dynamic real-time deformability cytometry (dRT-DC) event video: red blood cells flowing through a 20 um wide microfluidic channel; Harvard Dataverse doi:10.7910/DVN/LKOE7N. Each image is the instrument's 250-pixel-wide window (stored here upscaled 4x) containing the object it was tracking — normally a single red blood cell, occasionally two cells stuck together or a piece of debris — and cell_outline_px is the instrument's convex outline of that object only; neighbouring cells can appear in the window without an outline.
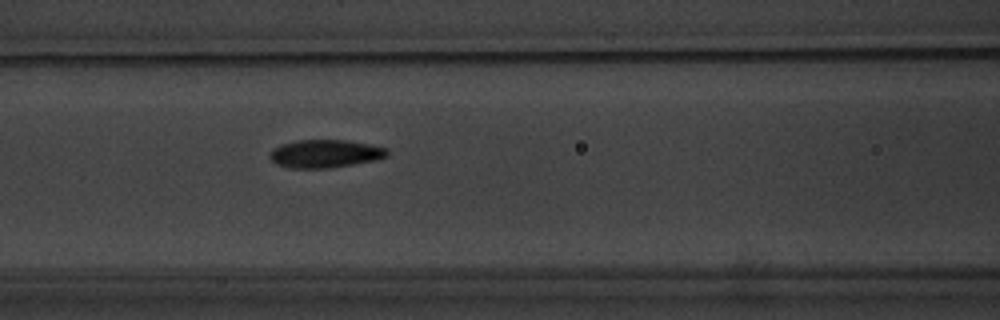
{"species": "common noctule bat (a hibernating species)", "species_latin": "Nyctalus noctula", "temperature_condition": "warm", "stored_images_in_passage": 6, "camera_frame_rate_fps": 3000, "um_per_image_px": 0.085, "animal": {"sex": "male", "body_mass_g": 20.1, "forearm_length_mm": 53.5}, "frame": {"image": 1, "passage_image": 5, "time_ms": 4.667, "image_size_px": [1000, 320], "cell_outline_px": [[388, 156], [376, 160], [328, 168], [288, 168], [276, 164], [268, 156], [272, 148], [280, 144], [296, 140], [348, 140], [388, 148]], "centroid_in_image_um": [27.6, 13.06], "position_along_channel_um": 139.0, "area_um2": 19.31}}